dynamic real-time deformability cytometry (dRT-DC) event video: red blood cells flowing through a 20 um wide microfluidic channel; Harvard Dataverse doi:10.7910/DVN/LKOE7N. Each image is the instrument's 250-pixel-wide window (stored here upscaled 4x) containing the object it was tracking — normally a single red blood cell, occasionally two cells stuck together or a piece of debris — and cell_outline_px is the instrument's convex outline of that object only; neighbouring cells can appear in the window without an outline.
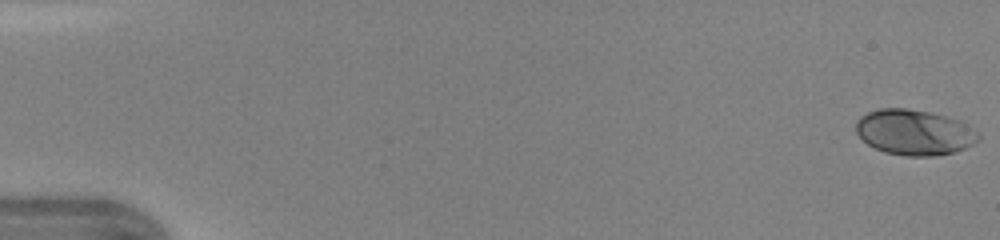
{"species": "human", "species_latin": "Homo sapiens", "temperature_condition": "warm", "stored_images_in_passage": 47, "camera_frame_rate_fps": 3000, "um_per_image_px": 0.085, "donor": {"sex": "female"}, "frame": {"image": 1, "passage_image": 1, "time_ms": 0.0, "image_size_px": [1000, 240], "cell_outline_px": [[980, 140], [956, 152], [932, 156], [908, 156], [884, 152], [868, 144], [856, 132], [856, 120], [860, 116], [868, 112], [880, 108], [908, 108], [928, 112], [960, 120], [968, 124], [980, 132]], "centroid_in_image_um": [77.75, 11.24], "position_along_channel_um": 7.3, "area_um2": 32.6}}
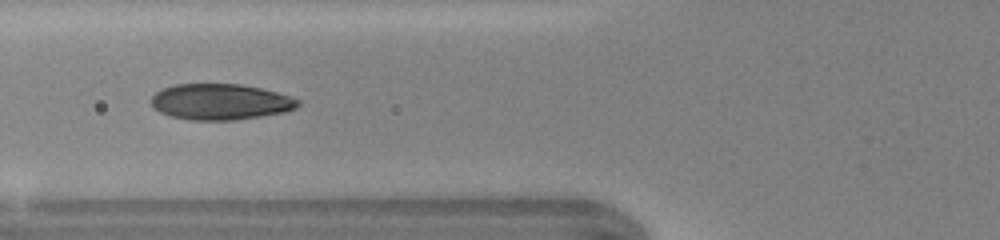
{"frame": {"image": 2, "passage_image": 19, "time_ms": 6.0, "image_size_px": [1000, 240], "cell_outline_px": [[300, 104], [296, 108], [284, 112], [236, 120], [188, 120], [172, 116], [160, 112], [152, 108], [152, 96], [160, 88], [176, 84], [240, 84], [260, 88], [292, 96], [300, 100]], "centroid_in_image_um": [18.73, 8.65], "position_along_channel_um": 107.1, "area_um2": 30.87}}
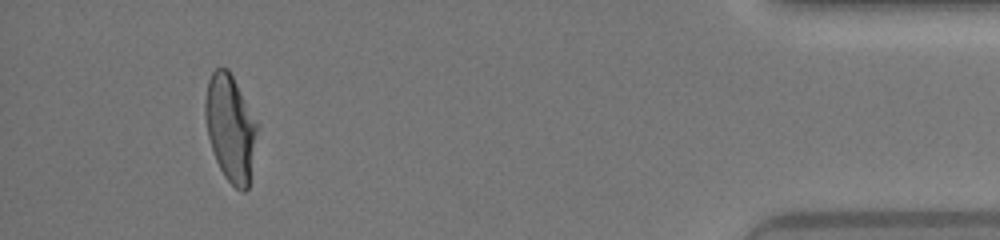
{"frame": {"image": 3, "passage_image": 44, "time_ms": 14.333, "image_size_px": [1000, 240], "cell_outline_px": [[260, 124], [248, 188], [244, 192], [236, 188], [224, 176], [216, 160], [208, 136], [204, 116], [204, 104], [208, 80], [212, 72], [216, 68], [228, 68]], "centroid_in_image_um": [19.61, 10.86], "position_along_channel_um": 415.6, "area_um2": 32.71}, "authors_computed_cell_mechanics": {"area_um2": 31.4432, "velocity_mm_per_s": 4.3788, "shape_relaxation_time_tau1_ms": 3.1572, "shape_relaxation_time_tau2_ms": 0.6037, "deformation_change_tau1": 0.176, "deformation_change_tau2": 0.0594}}